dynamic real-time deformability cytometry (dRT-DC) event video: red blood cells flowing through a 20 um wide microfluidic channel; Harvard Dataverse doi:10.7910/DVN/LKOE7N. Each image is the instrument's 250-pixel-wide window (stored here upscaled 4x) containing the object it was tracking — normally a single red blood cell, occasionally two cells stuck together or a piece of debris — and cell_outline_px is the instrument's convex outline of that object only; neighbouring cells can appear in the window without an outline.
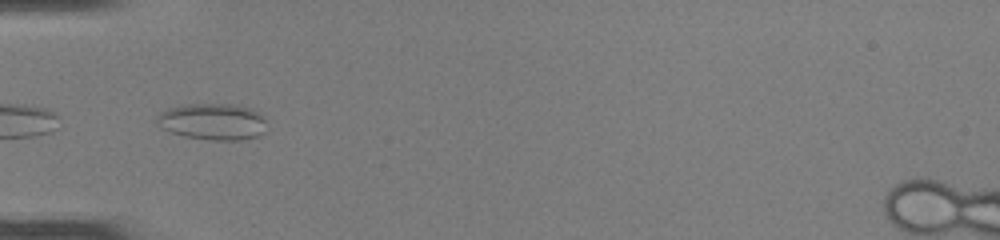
{"species": "common noctule bat (a hibernating species)", "species_latin": "Nyctalus noctula", "temperature_condition": "room temperature", "stored_images_in_passage": 8, "camera_frame_rate_fps": 3000, "um_per_image_px": 0.085, "animal": {"sex": "female", "body_mass_g": 22.0, "forearm_length_mm": 56.7}, "frame": {"image": 1, "passage_image": 5, "time_ms": 1.333, "image_size_px": [1000, 240], "cell_outline_px": [[264, 132], [256, 136], [240, 140], [212, 140], [184, 136], [160, 128], [156, 120], [156, 116], [160, 112], [168, 108], [184, 104], [232, 104], [252, 108], [264, 120]], "centroid_in_image_um": [18.02, 10.33], "position_along_channel_um": 67.0, "area_um2": 23.24}}
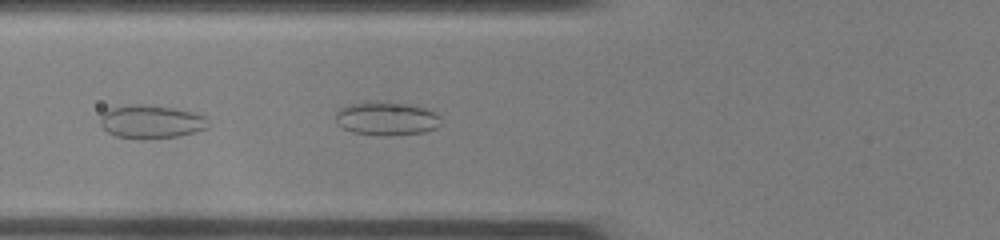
{"frame": {"image": 2, "passage_image": 7, "time_ms": 2.0, "image_size_px": [1000, 240], "cell_outline_px": [[212, 124], [208, 128], [196, 132], [180, 136], [116, 136], [108, 132], [100, 124], [100, 116], [108, 108], [128, 104], [140, 104], [172, 108], [192, 112], [208, 116]], "centroid_in_image_um": [12.91, 10.3], "position_along_channel_um": 112.9, "area_um2": 20.58}}